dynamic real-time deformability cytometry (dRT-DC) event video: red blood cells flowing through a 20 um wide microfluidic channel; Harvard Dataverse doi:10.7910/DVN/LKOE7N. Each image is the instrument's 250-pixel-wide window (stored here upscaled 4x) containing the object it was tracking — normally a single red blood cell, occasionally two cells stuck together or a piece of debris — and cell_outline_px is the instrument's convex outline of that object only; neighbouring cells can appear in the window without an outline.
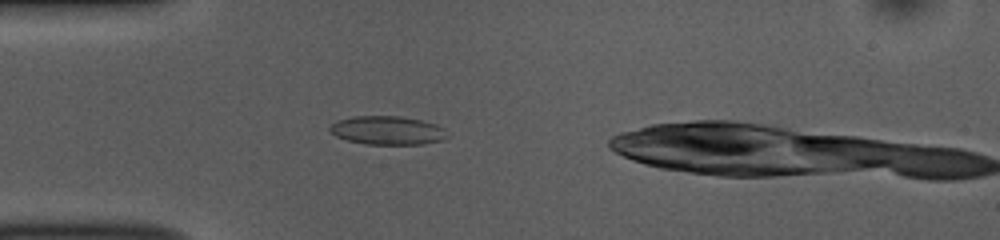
{"species": "common noctule bat (a hibernating species)", "species_latin": "Nyctalus noctula", "temperature_condition": "room temperature", "stored_images_in_passage": 11, "camera_frame_rate_fps": 3000, "um_per_image_px": 0.085, "animal": {"sex": "female", "body_mass_g": 10.0, "forearm_length_mm": 53.1}, "frame": {"image": 1, "passage_image": 10, "time_ms": 3.0, "image_size_px": [1000, 240], "cell_outline_px": [[448, 136], [444, 140], [424, 144], [368, 144], [348, 140], [336, 136], [328, 128], [332, 124], [340, 120], [356, 116], [400, 116], [420, 120], [436, 124], [444, 128]], "centroid_in_image_um": [32.98, 11.09], "position_along_channel_um": 52.0, "area_um2": 19.42}}